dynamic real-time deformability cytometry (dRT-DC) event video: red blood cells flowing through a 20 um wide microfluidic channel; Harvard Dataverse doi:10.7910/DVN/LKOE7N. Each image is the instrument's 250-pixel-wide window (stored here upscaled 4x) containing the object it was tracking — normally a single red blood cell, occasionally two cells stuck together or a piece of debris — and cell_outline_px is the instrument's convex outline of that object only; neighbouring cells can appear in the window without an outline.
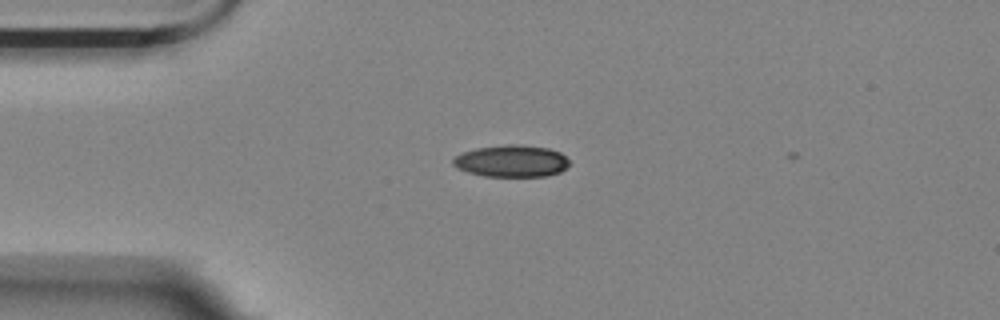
{"species": "Egyptian fruit bat (a non-hibernating species)", "species_latin": "Rousettus aegyptiacus", "temperature_condition": "room temperature", "stored_images_in_passage": 38, "camera_frame_rate_fps": 3000, "um_per_image_px": 0.085, "animal": {"sex": "female"}, "frame": {"image": 1, "passage_image": 2, "time_ms": 0.333, "image_size_px": [1000, 320], "cell_outline_px": [[568, 164], [560, 172], [548, 176], [484, 176], [468, 172], [456, 168], [452, 164], [452, 160], [456, 156], [464, 152], [476, 148], [508, 144], [516, 144], [548, 148], [560, 152], [568, 160]], "centroid_in_image_um": [43.46, 13.69], "position_along_channel_um": 41.5, "area_um2": 21.5}}
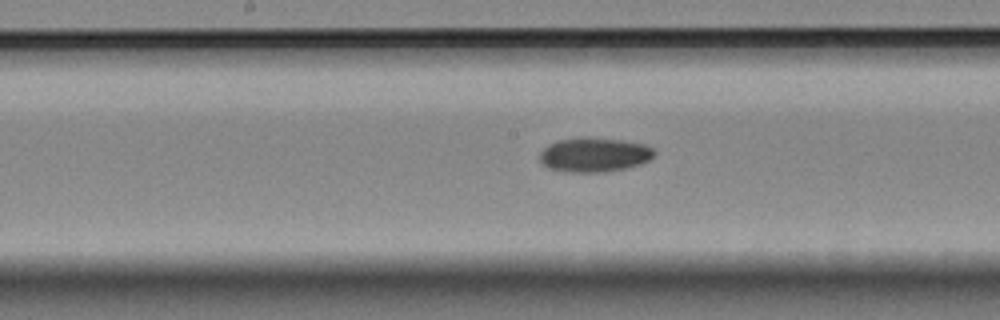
{"frame": {"image": 2, "passage_image": 17, "time_ms": 5.333, "image_size_px": [1000, 320], "cell_outline_px": [[656, 152], [648, 160], [640, 164], [624, 168], [604, 172], [568, 172], [548, 168], [540, 164], [540, 152], [548, 144], [556, 140], [620, 140], [644, 144], [652, 148]], "centroid_in_image_um": [50.48, 13.2], "position_along_channel_um": 197.7, "area_um2": 22.14}}
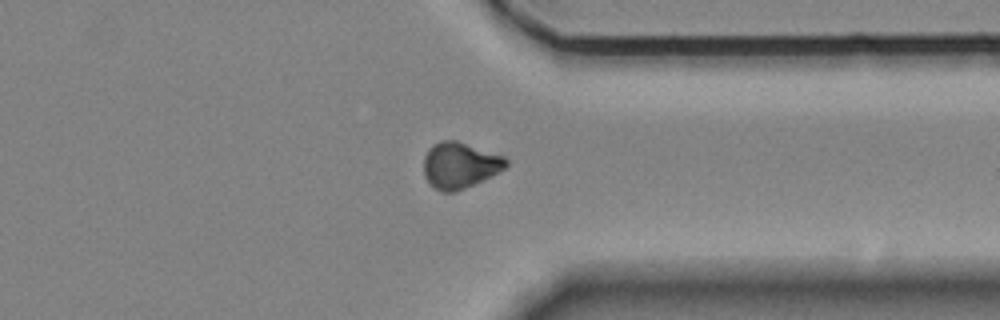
{"frame": {"image": 3, "passage_image": 32, "time_ms": 10.333, "image_size_px": [1000, 320], "cell_outline_px": [[508, 164], [504, 168], [464, 188], [452, 192], [444, 192], [436, 188], [424, 176], [424, 156], [428, 148], [432, 144], [440, 140], [456, 140], [504, 156], [508, 160]], "centroid_in_image_um": [39.05, 14.0], "position_along_channel_um": 372.4, "area_um2": 21.68}}